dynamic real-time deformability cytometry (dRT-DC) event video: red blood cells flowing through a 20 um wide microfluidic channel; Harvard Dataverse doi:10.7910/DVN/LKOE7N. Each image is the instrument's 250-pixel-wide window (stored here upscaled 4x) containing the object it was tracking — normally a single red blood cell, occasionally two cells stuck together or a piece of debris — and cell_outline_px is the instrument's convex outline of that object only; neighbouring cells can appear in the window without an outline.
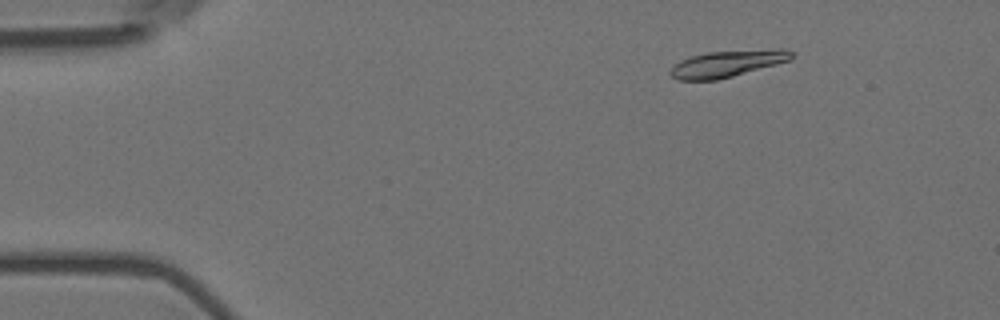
{"species": "Egyptian fruit bat (a non-hibernating species)", "species_latin": "Rousettus aegyptiacus", "temperature_condition": "room temperature", "stored_images_in_passage": 3, "camera_frame_rate_fps": 3000, "um_per_image_px": 0.085, "animal": {"sex": "female"}, "frame": {"image": 1, "passage_image": 1, "time_ms": 0.0, "image_size_px": [1000, 320], "cell_outline_px": [[792, 60], [732, 76], [716, 80], [676, 80], [668, 72], [680, 60], [692, 56], [708, 52], [776, 48], [788, 48], [792, 52]], "centroid_in_image_um": [61.86, 5.4], "position_along_channel_um": 23.1, "area_um2": 18.84}}